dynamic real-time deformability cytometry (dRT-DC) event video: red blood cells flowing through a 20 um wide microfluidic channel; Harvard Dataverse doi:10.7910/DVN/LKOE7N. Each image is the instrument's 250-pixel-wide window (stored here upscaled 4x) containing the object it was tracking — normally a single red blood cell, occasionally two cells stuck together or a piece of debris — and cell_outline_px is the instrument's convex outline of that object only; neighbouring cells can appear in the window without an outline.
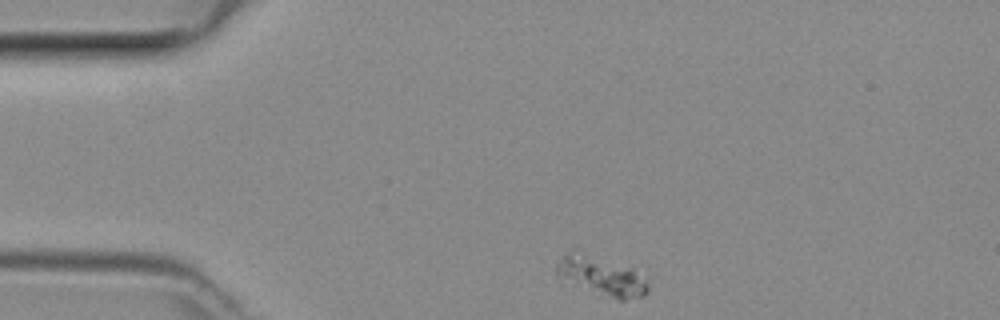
{"species": "common noctule bat (a hibernating species)", "species_latin": "Nyctalus noctula", "temperature_condition": "room temperature", "stored_images_in_passage": 16, "camera_frame_rate_fps": 3000, "um_per_image_px": 0.085, "animal": {"sex": "female", "body_mass_g": 29.2, "forearm_length_mm": 56.3}, "frame": {"image": 1, "passage_image": 1, "time_ms": 0.0, "image_size_px": [1000, 320], "cell_outline_px": [[648, 292], [644, 296], [624, 300], [620, 300], [596, 296], [556, 280], [556, 264], [572, 248], [576, 248], [632, 268], [648, 276]], "centroid_in_image_um": [51.06, 23.48], "position_along_channel_um": 33.9, "area_um2": 22.54}}
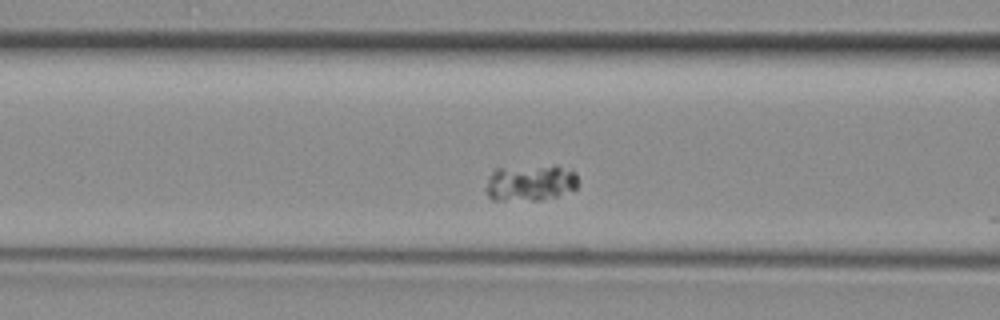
{"frame": {"image": 2, "passage_image": 11, "time_ms": 3.333, "image_size_px": [1000, 320], "cell_outline_px": [[576, 188], [556, 196], [540, 200], [492, 200], [488, 196], [484, 188], [488, 176], [496, 168], [556, 164], [576, 172]], "centroid_in_image_um": [45.03, 15.51], "position_along_channel_um": 121.6, "area_um2": 19.83}}
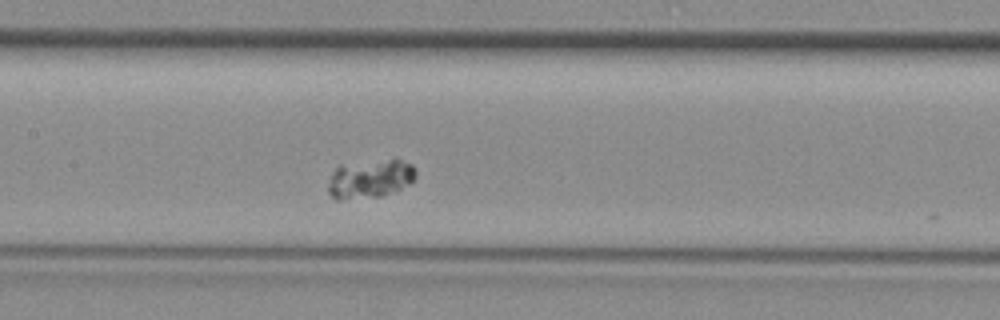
{"frame": {"image": 3, "passage_image": 15, "time_ms": 4.667, "image_size_px": [1000, 320], "cell_outline_px": [[416, 180], [412, 184], [380, 196], [340, 200], [336, 200], [328, 192], [328, 184], [336, 164], [396, 156], [412, 164], [416, 168]], "centroid_in_image_um": [31.5, 15.13], "position_along_channel_um": 175.9, "area_um2": 20.81}}